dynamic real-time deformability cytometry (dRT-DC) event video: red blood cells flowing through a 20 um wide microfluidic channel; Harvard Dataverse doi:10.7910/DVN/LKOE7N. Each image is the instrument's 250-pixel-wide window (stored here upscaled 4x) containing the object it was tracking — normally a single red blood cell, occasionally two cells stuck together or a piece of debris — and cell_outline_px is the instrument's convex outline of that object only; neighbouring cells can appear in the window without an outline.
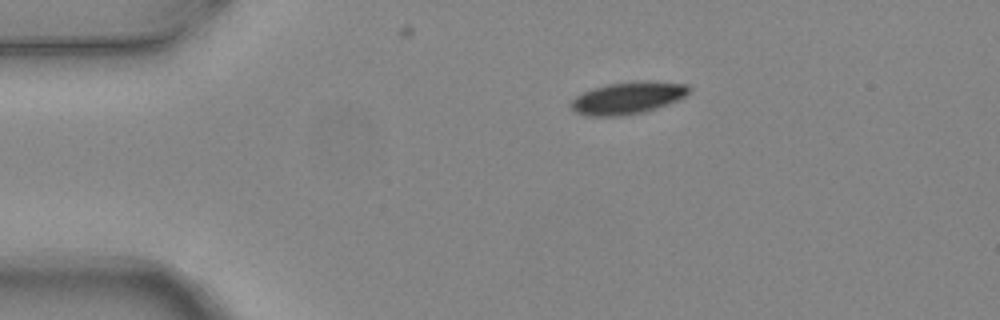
{"species": "common noctule bat (a hibernating species)", "species_latin": "Nyctalus noctula", "temperature_condition": "warm", "stored_images_in_passage": 2, "camera_frame_rate_fps": 3000, "um_per_image_px": 0.085, "animal": {"sex": "female", "body_mass_g": 24.6, "forearm_length_mm": 56.2}, "frame": {"image": 1, "passage_image": 1, "time_ms": 0.0, "image_size_px": [1000, 320], "cell_outline_px": [[692, 88], [684, 96], [668, 104], [644, 112], [624, 116], [584, 116], [576, 112], [572, 108], [572, 100], [576, 96], [592, 88], [608, 84], [636, 80], [688, 84]], "centroid_in_image_um": [53.36, 8.32], "position_along_channel_um": 31.6, "area_um2": 22.08}}